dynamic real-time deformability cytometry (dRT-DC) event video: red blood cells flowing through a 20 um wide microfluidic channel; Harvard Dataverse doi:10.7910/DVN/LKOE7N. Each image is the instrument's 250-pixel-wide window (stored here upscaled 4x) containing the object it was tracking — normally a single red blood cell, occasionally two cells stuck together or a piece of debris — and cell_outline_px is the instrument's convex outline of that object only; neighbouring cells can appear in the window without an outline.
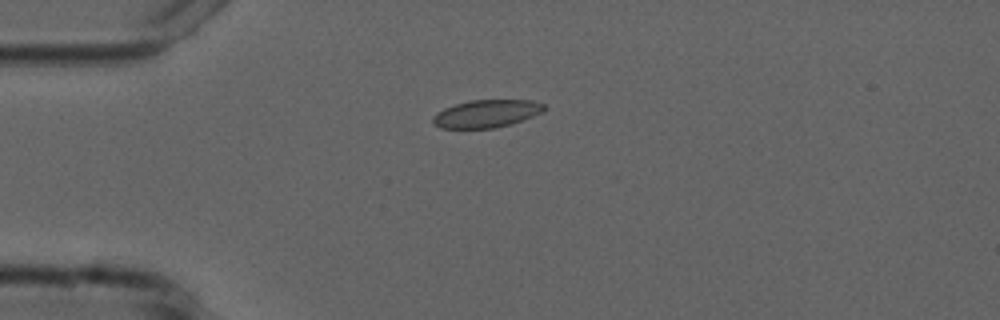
{"species": "common noctule bat (a hibernating species)", "species_latin": "Nyctalus noctula", "temperature_condition": "cold", "stored_images_in_passage": 1, "camera_frame_rate_fps": 3000, "um_per_image_px": 0.085, "animal": {"sex": "male", "forearm_length_mm": 52.5}, "frame": {"image": 1, "passage_image": 1, "time_ms": 0.0, "image_size_px": [1000, 320], "cell_outline_px": [[544, 112], [512, 124], [496, 128], [440, 128], [432, 124], [432, 116], [436, 112], [444, 108], [468, 100], [532, 100], [544, 104]], "centroid_in_image_um": [41.33, 9.66], "position_along_channel_um": 43.7, "area_um2": 18.15}}